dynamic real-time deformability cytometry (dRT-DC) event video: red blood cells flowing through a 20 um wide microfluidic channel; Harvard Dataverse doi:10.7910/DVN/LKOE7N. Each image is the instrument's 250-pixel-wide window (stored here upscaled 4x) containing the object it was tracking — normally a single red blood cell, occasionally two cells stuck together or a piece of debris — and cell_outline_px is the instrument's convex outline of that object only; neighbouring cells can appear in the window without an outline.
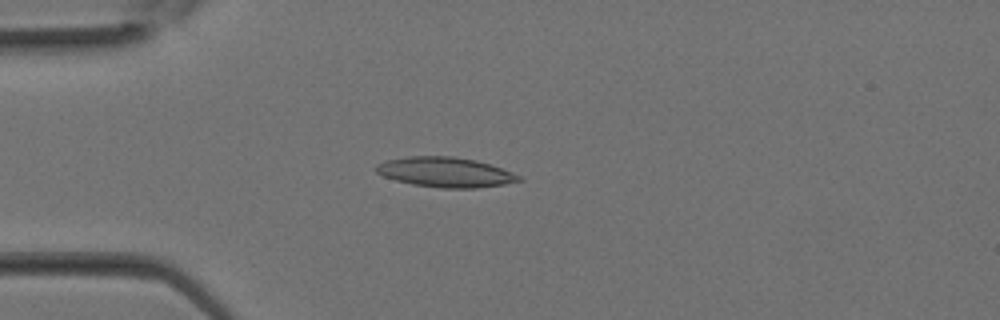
{"species": "Egyptian fruit bat (a non-hibernating species)", "species_latin": "Rousettus aegyptiacus", "temperature_condition": "room temperature", "stored_images_in_passage": 10, "camera_frame_rate_fps": 3000, "um_per_image_px": 0.085, "animal": {"sex": "female"}, "frame": {"image": 1, "passage_image": 5, "time_ms": 1.333, "image_size_px": [1000, 320], "cell_outline_px": [[524, 180], [504, 184], [476, 188], [440, 188], [412, 184], [396, 180], [384, 176], [376, 172], [372, 168], [376, 164], [388, 160], [408, 156], [452, 156], [476, 160], [500, 168], [520, 176]], "centroid_in_image_um": [37.82, 14.63], "position_along_channel_um": 47.2, "area_um2": 24.8}}
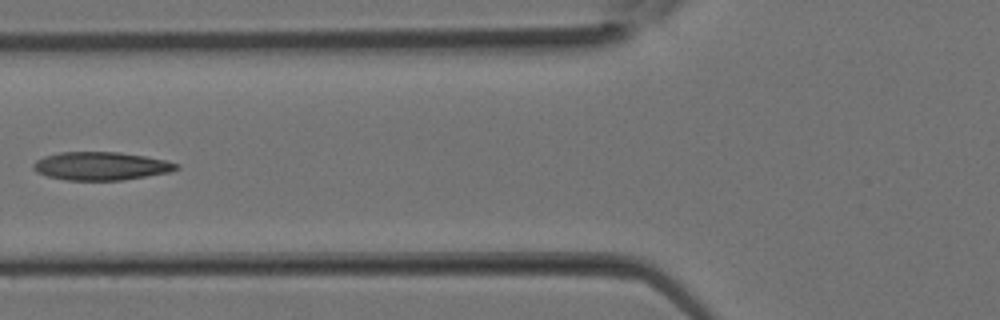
{"frame": {"image": 2, "passage_image": 9, "time_ms": 2.667, "image_size_px": [1000, 320], "cell_outline_px": [[180, 168], [172, 172], [120, 180], [64, 180], [48, 176], [36, 172], [32, 168], [32, 164], [36, 160], [44, 156], [60, 152], [120, 152], [144, 156], [164, 160], [180, 164]], "centroid_in_image_um": [8.58, 14.11], "position_along_channel_um": 117.2, "area_um2": 23.58}}